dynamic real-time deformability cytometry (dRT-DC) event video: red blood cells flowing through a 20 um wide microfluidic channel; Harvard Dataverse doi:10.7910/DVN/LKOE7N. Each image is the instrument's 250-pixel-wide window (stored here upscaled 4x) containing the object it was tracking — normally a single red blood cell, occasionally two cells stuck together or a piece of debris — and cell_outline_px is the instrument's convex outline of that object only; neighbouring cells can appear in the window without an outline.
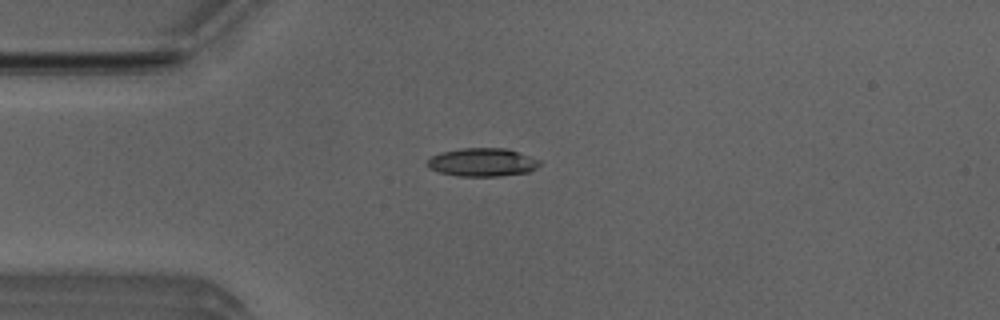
{"species": "Egyptian fruit bat (a non-hibernating species)", "species_latin": "Rousettus aegyptiacus", "temperature_condition": "room temperature", "stored_images_in_passage": 6, "camera_frame_rate_fps": 3000, "um_per_image_px": 0.085, "animal": {"sex": "male"}, "frame": {"image": 1, "passage_image": 4, "time_ms": 1.0, "image_size_px": [1000, 320], "cell_outline_px": [[540, 164], [536, 168], [528, 172], [500, 176], [460, 176], [440, 172], [428, 168], [424, 164], [424, 160], [440, 152], [460, 148], [504, 148], [540, 160]], "centroid_in_image_um": [40.92, 13.79], "position_along_channel_um": 44.1, "area_um2": 18.55}}